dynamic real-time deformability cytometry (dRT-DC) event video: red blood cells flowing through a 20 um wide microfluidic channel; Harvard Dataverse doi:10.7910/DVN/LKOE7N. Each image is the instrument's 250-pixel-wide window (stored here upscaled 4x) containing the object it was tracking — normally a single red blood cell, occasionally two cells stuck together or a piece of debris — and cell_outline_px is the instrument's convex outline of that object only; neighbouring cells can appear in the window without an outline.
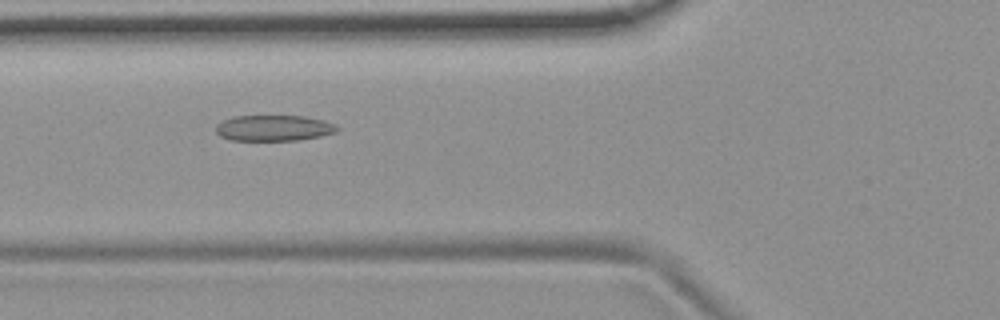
{"species": "common noctule bat (a hibernating species)", "species_latin": "Nyctalus noctula", "temperature_condition": "room temperature", "stored_images_in_passage": 23, "camera_frame_rate_fps": 3000, "um_per_image_px": 0.085, "animal": {"sex": "female", "body_mass_g": 19.9}, "frame": {"image": 1, "passage_image": 20, "time_ms": 6.333, "image_size_px": [1000, 320], "cell_outline_px": [[340, 128], [336, 132], [320, 136], [296, 140], [232, 140], [220, 136], [216, 132], [216, 124], [224, 120], [236, 116], [304, 116], [324, 120], [336, 124]], "centroid_in_image_um": [23.29, 10.88], "position_along_channel_um": 102.5, "area_um2": 18.21}}
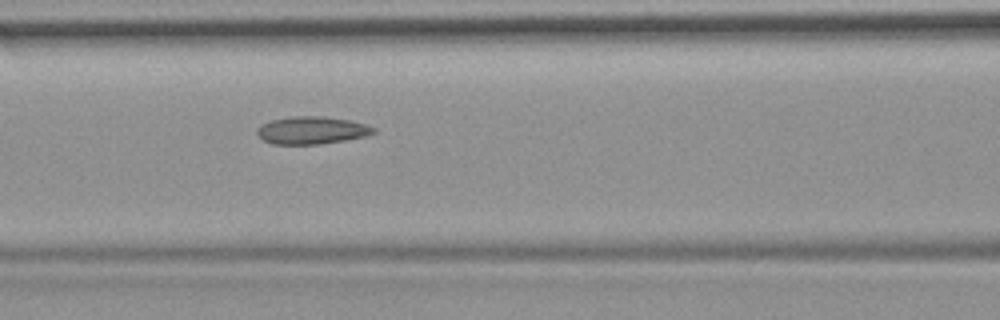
{"frame": {"image": 2, "passage_image": 23, "time_ms": 7.333, "image_size_px": [1000, 320], "cell_outline_px": [[376, 132], [368, 136], [320, 144], [272, 144], [264, 140], [256, 132], [260, 124], [272, 120], [292, 116], [324, 116], [348, 120], [364, 124], [376, 128]], "centroid_in_image_um": [26.51, 11.07], "position_along_channel_um": 140.1, "area_um2": 18.67}}